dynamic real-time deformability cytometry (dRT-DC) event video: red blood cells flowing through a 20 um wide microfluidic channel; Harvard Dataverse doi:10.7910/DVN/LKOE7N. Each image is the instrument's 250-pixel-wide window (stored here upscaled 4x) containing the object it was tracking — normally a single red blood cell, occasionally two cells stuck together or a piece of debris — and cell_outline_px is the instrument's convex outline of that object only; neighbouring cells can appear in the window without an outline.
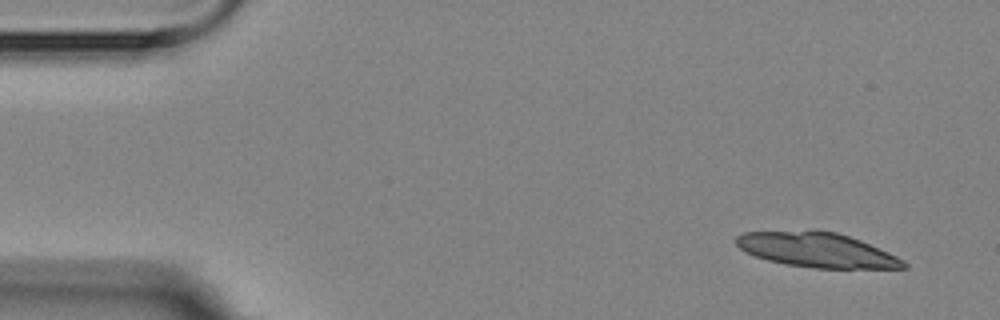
{"species": "Egyptian fruit bat (a non-hibernating species)", "species_latin": "Rousettus aegyptiacus", "temperature_condition": "room temperature", "stored_images_in_passage": 4, "camera_frame_rate_fps": 3000, "um_per_image_px": 0.085, "animal": {"sex": "female"}, "frame": {"image": 1, "passage_image": 1, "time_ms": 0.0, "image_size_px": [1000, 320], "cell_outline_px": [[908, 268], [812, 268], [784, 264], [768, 260], [744, 252], [736, 244], [736, 236], [744, 232], [816, 228], [836, 232], [860, 240], [888, 252], [904, 260], [908, 264]], "centroid_in_image_um": [69.39, 21.21], "position_along_channel_um": 15.6, "area_um2": 34.45}}